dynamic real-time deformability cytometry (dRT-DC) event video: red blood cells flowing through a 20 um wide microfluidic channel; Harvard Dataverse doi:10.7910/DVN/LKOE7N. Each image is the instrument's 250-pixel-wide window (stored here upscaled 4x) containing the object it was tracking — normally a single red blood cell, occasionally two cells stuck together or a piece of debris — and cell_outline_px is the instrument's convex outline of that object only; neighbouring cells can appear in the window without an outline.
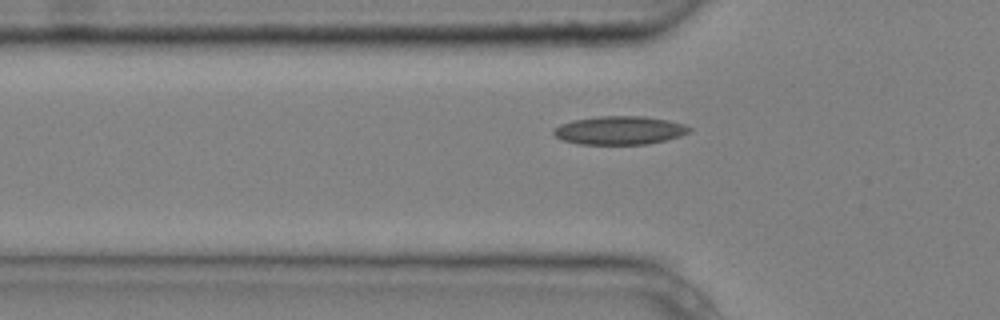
{"species": "common noctule bat (a hibernating species)", "species_latin": "Nyctalus noctula", "temperature_condition": "cold", "stored_images_in_passage": 3, "segment_of_instrument_passage": [2, 2], "camera_frame_rate_fps": 3000, "um_per_image_px": 0.085, "animal": {"sex": "male", "body_mass_g": 20.4}, "frame": {"image": 1, "passage_image": 3, "time_ms": 0.667, "image_size_px": [1000, 320], "cell_outline_px": [[692, 128], [688, 132], [680, 136], [648, 144], [580, 144], [560, 140], [552, 132], [560, 124], [572, 120], [600, 116], [644, 116], [668, 120], [684, 124]], "centroid_in_image_um": [52.65, 11.08], "position_along_channel_um": 73.1, "area_um2": 22.43}}